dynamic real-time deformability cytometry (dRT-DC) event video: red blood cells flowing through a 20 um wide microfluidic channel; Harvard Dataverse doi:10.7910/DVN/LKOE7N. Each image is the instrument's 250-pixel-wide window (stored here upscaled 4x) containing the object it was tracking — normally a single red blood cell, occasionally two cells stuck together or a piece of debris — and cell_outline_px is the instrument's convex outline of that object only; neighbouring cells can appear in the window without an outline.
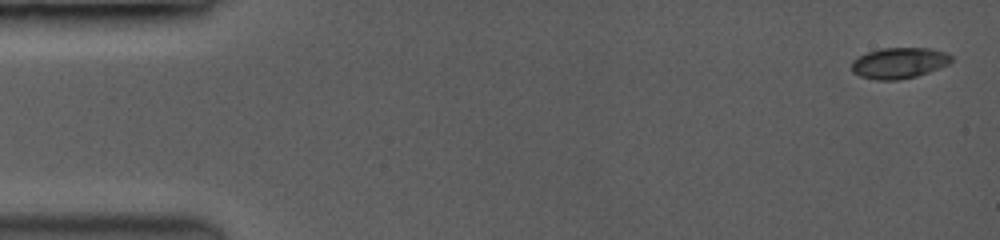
{"species": "common noctule bat (a hibernating species)", "species_latin": "Nyctalus noctula", "temperature_condition": "room temperature", "stored_images_in_passage": 6, "camera_frame_rate_fps": 3500, "um_per_image_px": 0.085, "animal": {"sex": "female", "body_mass_g": 19.0, "forearm_length_mm": 53.3}, "frame": {"image": 1, "passage_image": 1, "time_ms": 0.0, "image_size_px": [1000, 240], "cell_outline_px": [[952, 60], [948, 64], [940, 68], [916, 76], [896, 80], [876, 80], [860, 76], [852, 72], [852, 64], [860, 56], [868, 52], [884, 48], [924, 48], [944, 52], [952, 56]], "centroid_in_image_um": [76.43, 5.36], "position_along_channel_um": 8.6, "area_um2": 17.63}}
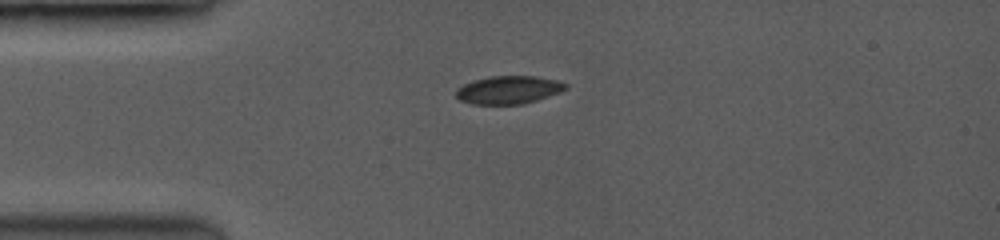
{"frame": {"image": 2, "passage_image": 5, "time_ms": 3.714, "image_size_px": [1000, 240], "cell_outline_px": [[568, 88], [536, 100], [524, 104], [472, 104], [460, 100], [456, 96], [456, 92], [464, 84], [476, 80], [492, 76], [532, 76], [556, 80], [568, 84]], "centroid_in_image_um": [43.23, 7.64], "position_along_channel_um": 41.8, "area_um2": 17.51}}